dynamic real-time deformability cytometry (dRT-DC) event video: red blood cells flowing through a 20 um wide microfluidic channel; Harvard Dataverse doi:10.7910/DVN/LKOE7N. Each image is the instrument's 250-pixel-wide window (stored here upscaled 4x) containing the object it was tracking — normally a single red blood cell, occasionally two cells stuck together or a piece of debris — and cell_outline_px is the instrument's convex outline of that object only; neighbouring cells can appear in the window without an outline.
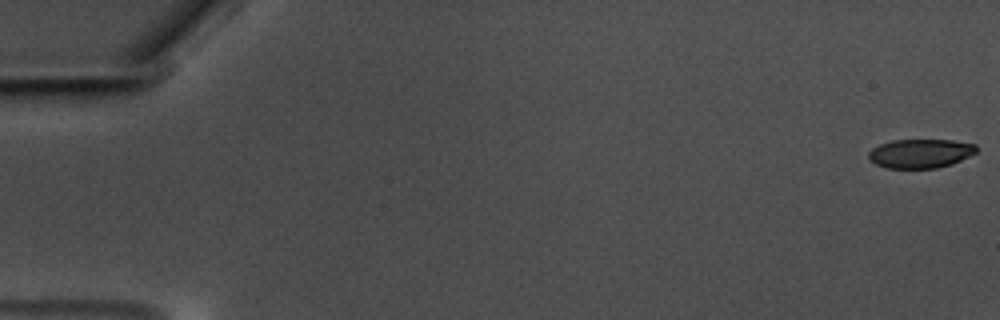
{"species": "common noctule bat (a hibernating species)", "species_latin": "Nyctalus noctula", "temperature_condition": "warm", "stored_images_in_passage": 58, "camera_frame_rate_fps": 3000, "um_per_image_px": 0.085, "animal": {"sex": "male", "body_mass_g": 17.5, "forearm_length_mm": 52.3}, "frame": {"image": 1, "passage_image": 1, "time_ms": 0.0, "image_size_px": [1000, 320], "cell_outline_px": [[976, 152], [952, 164], [936, 168], [888, 168], [876, 164], [868, 156], [868, 152], [872, 148], [880, 144], [892, 140], [952, 140], [976, 144]], "centroid_in_image_um": [78.23, 13.04], "position_along_channel_um": 6.8, "area_um2": 18.09}}
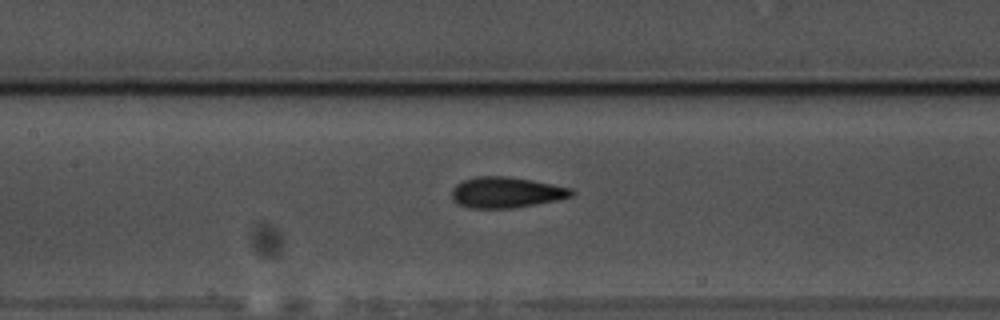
{"frame": {"image": 2, "passage_image": 28, "time_ms": 9.0, "image_size_px": [1000, 320], "cell_outline_px": [[576, 192], [572, 196], [560, 200], [516, 208], [468, 208], [452, 200], [452, 188], [456, 184], [464, 180], [476, 176], [508, 176], [532, 180], [572, 188]], "centroid_in_image_um": [43.06, 16.36], "position_along_channel_um": 164.3, "area_um2": 21.79}}
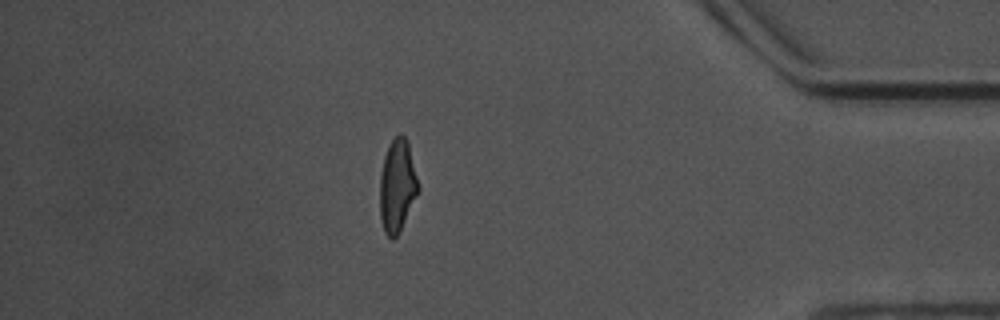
{"frame": {"image": 3, "passage_image": 51, "time_ms": 16.667, "image_size_px": [1000, 320], "cell_outline_px": [[420, 188], [400, 232], [392, 240], [384, 232], [380, 216], [380, 176], [384, 156], [388, 144], [400, 132], [408, 140]], "centroid_in_image_um": [33.77, 15.78], "position_along_channel_um": 401.4, "area_um2": 20.92}, "authors_computed_cell_mechanics": {"area_um2": 20.6057, "velocity_mm_per_s": 3.5742, "shape_relaxation_time_tau1_ms": 4.5563, "shape_relaxation_time_tau2_ms": 1.8019, "deformation_change_tau1": 0.1562, "deformation_change_tau2": 0.0884}}